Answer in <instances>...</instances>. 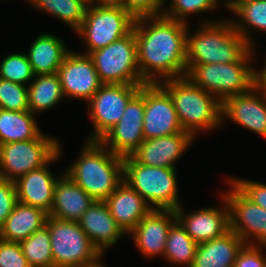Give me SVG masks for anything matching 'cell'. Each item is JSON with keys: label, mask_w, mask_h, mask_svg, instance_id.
Instances as JSON below:
<instances>
[{"label": "cell", "mask_w": 266, "mask_h": 267, "mask_svg": "<svg viewBox=\"0 0 266 267\" xmlns=\"http://www.w3.org/2000/svg\"><path fill=\"white\" fill-rule=\"evenodd\" d=\"M188 26L189 23L163 15L135 20L133 30L136 38L137 64L145 83H160L187 75Z\"/></svg>", "instance_id": "obj_1"}, {"label": "cell", "mask_w": 266, "mask_h": 267, "mask_svg": "<svg viewBox=\"0 0 266 267\" xmlns=\"http://www.w3.org/2000/svg\"><path fill=\"white\" fill-rule=\"evenodd\" d=\"M195 33L187 31V73L195 65L242 61L253 49L234 28L231 19L207 20Z\"/></svg>", "instance_id": "obj_2"}, {"label": "cell", "mask_w": 266, "mask_h": 267, "mask_svg": "<svg viewBox=\"0 0 266 267\" xmlns=\"http://www.w3.org/2000/svg\"><path fill=\"white\" fill-rule=\"evenodd\" d=\"M65 173L95 201H105L124 181L123 158L100 141L87 140Z\"/></svg>", "instance_id": "obj_3"}, {"label": "cell", "mask_w": 266, "mask_h": 267, "mask_svg": "<svg viewBox=\"0 0 266 267\" xmlns=\"http://www.w3.org/2000/svg\"><path fill=\"white\" fill-rule=\"evenodd\" d=\"M171 96L183 129L194 138L198 131H212L222 125V103L196 86L187 76L159 83Z\"/></svg>", "instance_id": "obj_4"}, {"label": "cell", "mask_w": 266, "mask_h": 267, "mask_svg": "<svg viewBox=\"0 0 266 267\" xmlns=\"http://www.w3.org/2000/svg\"><path fill=\"white\" fill-rule=\"evenodd\" d=\"M254 51L239 62L195 65L186 76L222 103L226 98L247 93L256 86V68L251 65Z\"/></svg>", "instance_id": "obj_5"}, {"label": "cell", "mask_w": 266, "mask_h": 267, "mask_svg": "<svg viewBox=\"0 0 266 267\" xmlns=\"http://www.w3.org/2000/svg\"><path fill=\"white\" fill-rule=\"evenodd\" d=\"M123 180L153 209L176 210L181 205L176 168L143 165L127 156L123 158Z\"/></svg>", "instance_id": "obj_6"}, {"label": "cell", "mask_w": 266, "mask_h": 267, "mask_svg": "<svg viewBox=\"0 0 266 267\" xmlns=\"http://www.w3.org/2000/svg\"><path fill=\"white\" fill-rule=\"evenodd\" d=\"M45 224L50 233L55 267H89L101 260L102 255L78 222L48 216Z\"/></svg>", "instance_id": "obj_7"}, {"label": "cell", "mask_w": 266, "mask_h": 267, "mask_svg": "<svg viewBox=\"0 0 266 267\" xmlns=\"http://www.w3.org/2000/svg\"><path fill=\"white\" fill-rule=\"evenodd\" d=\"M135 18L122 6L88 5L81 27L76 31L87 45V52L106 47L133 31Z\"/></svg>", "instance_id": "obj_8"}, {"label": "cell", "mask_w": 266, "mask_h": 267, "mask_svg": "<svg viewBox=\"0 0 266 267\" xmlns=\"http://www.w3.org/2000/svg\"><path fill=\"white\" fill-rule=\"evenodd\" d=\"M59 152V140L42 132L26 141L0 145V178L16 181L32 170L42 168Z\"/></svg>", "instance_id": "obj_9"}, {"label": "cell", "mask_w": 266, "mask_h": 267, "mask_svg": "<svg viewBox=\"0 0 266 267\" xmlns=\"http://www.w3.org/2000/svg\"><path fill=\"white\" fill-rule=\"evenodd\" d=\"M103 84H146L137 64L134 30L89 54Z\"/></svg>", "instance_id": "obj_10"}, {"label": "cell", "mask_w": 266, "mask_h": 267, "mask_svg": "<svg viewBox=\"0 0 266 267\" xmlns=\"http://www.w3.org/2000/svg\"><path fill=\"white\" fill-rule=\"evenodd\" d=\"M144 84H102L87 102L94 125L90 141H99L122 118L128 102Z\"/></svg>", "instance_id": "obj_11"}, {"label": "cell", "mask_w": 266, "mask_h": 267, "mask_svg": "<svg viewBox=\"0 0 266 267\" xmlns=\"http://www.w3.org/2000/svg\"><path fill=\"white\" fill-rule=\"evenodd\" d=\"M227 180L231 190L222 195L229 208V229L246 244L266 246V209L249 200Z\"/></svg>", "instance_id": "obj_12"}, {"label": "cell", "mask_w": 266, "mask_h": 267, "mask_svg": "<svg viewBox=\"0 0 266 267\" xmlns=\"http://www.w3.org/2000/svg\"><path fill=\"white\" fill-rule=\"evenodd\" d=\"M144 85L128 102L120 121L99 141L113 154L125 158L131 156L144 141Z\"/></svg>", "instance_id": "obj_13"}, {"label": "cell", "mask_w": 266, "mask_h": 267, "mask_svg": "<svg viewBox=\"0 0 266 267\" xmlns=\"http://www.w3.org/2000/svg\"><path fill=\"white\" fill-rule=\"evenodd\" d=\"M144 140L183 132L173 100L159 83L144 84Z\"/></svg>", "instance_id": "obj_14"}, {"label": "cell", "mask_w": 266, "mask_h": 267, "mask_svg": "<svg viewBox=\"0 0 266 267\" xmlns=\"http://www.w3.org/2000/svg\"><path fill=\"white\" fill-rule=\"evenodd\" d=\"M64 97L88 102L102 86L92 58L73 52L66 55L57 70Z\"/></svg>", "instance_id": "obj_15"}, {"label": "cell", "mask_w": 266, "mask_h": 267, "mask_svg": "<svg viewBox=\"0 0 266 267\" xmlns=\"http://www.w3.org/2000/svg\"><path fill=\"white\" fill-rule=\"evenodd\" d=\"M221 118L222 124L227 118L266 139V94L255 86L247 93L226 98Z\"/></svg>", "instance_id": "obj_16"}, {"label": "cell", "mask_w": 266, "mask_h": 267, "mask_svg": "<svg viewBox=\"0 0 266 267\" xmlns=\"http://www.w3.org/2000/svg\"><path fill=\"white\" fill-rule=\"evenodd\" d=\"M223 206L209 207L185 214L182 205L175 211L176 220L197 243L210 241L222 236L229 230V208L222 195Z\"/></svg>", "instance_id": "obj_17"}, {"label": "cell", "mask_w": 266, "mask_h": 267, "mask_svg": "<svg viewBox=\"0 0 266 267\" xmlns=\"http://www.w3.org/2000/svg\"><path fill=\"white\" fill-rule=\"evenodd\" d=\"M194 140L186 131L144 140L131 156L143 165L176 168L175 163Z\"/></svg>", "instance_id": "obj_18"}, {"label": "cell", "mask_w": 266, "mask_h": 267, "mask_svg": "<svg viewBox=\"0 0 266 267\" xmlns=\"http://www.w3.org/2000/svg\"><path fill=\"white\" fill-rule=\"evenodd\" d=\"M60 148L59 143V152L42 168L32 170L15 181L18 202L42 209L49 214L52 208L55 185L61 174L56 178L49 171L48 166L60 159L62 155Z\"/></svg>", "instance_id": "obj_19"}, {"label": "cell", "mask_w": 266, "mask_h": 267, "mask_svg": "<svg viewBox=\"0 0 266 267\" xmlns=\"http://www.w3.org/2000/svg\"><path fill=\"white\" fill-rule=\"evenodd\" d=\"M176 221L174 210L153 209L129 233L142 255L149 257L163 256L169 228Z\"/></svg>", "instance_id": "obj_20"}, {"label": "cell", "mask_w": 266, "mask_h": 267, "mask_svg": "<svg viewBox=\"0 0 266 267\" xmlns=\"http://www.w3.org/2000/svg\"><path fill=\"white\" fill-rule=\"evenodd\" d=\"M78 224L102 256L105 249L115 245L126 234L115 222L105 201H94Z\"/></svg>", "instance_id": "obj_21"}, {"label": "cell", "mask_w": 266, "mask_h": 267, "mask_svg": "<svg viewBox=\"0 0 266 267\" xmlns=\"http://www.w3.org/2000/svg\"><path fill=\"white\" fill-rule=\"evenodd\" d=\"M105 202L115 222L126 234L153 210L146 200L124 181Z\"/></svg>", "instance_id": "obj_22"}, {"label": "cell", "mask_w": 266, "mask_h": 267, "mask_svg": "<svg viewBox=\"0 0 266 267\" xmlns=\"http://www.w3.org/2000/svg\"><path fill=\"white\" fill-rule=\"evenodd\" d=\"M95 200L66 173L57 180L48 216L78 222Z\"/></svg>", "instance_id": "obj_23"}, {"label": "cell", "mask_w": 266, "mask_h": 267, "mask_svg": "<svg viewBox=\"0 0 266 267\" xmlns=\"http://www.w3.org/2000/svg\"><path fill=\"white\" fill-rule=\"evenodd\" d=\"M245 244L229 229L220 237L198 244L191 267H233Z\"/></svg>", "instance_id": "obj_24"}, {"label": "cell", "mask_w": 266, "mask_h": 267, "mask_svg": "<svg viewBox=\"0 0 266 267\" xmlns=\"http://www.w3.org/2000/svg\"><path fill=\"white\" fill-rule=\"evenodd\" d=\"M70 51L62 39L43 33L37 36L26 55L36 76L57 73Z\"/></svg>", "instance_id": "obj_25"}, {"label": "cell", "mask_w": 266, "mask_h": 267, "mask_svg": "<svg viewBox=\"0 0 266 267\" xmlns=\"http://www.w3.org/2000/svg\"><path fill=\"white\" fill-rule=\"evenodd\" d=\"M47 217L42 209L17 202L0 228V239L20 243L45 225Z\"/></svg>", "instance_id": "obj_26"}, {"label": "cell", "mask_w": 266, "mask_h": 267, "mask_svg": "<svg viewBox=\"0 0 266 267\" xmlns=\"http://www.w3.org/2000/svg\"><path fill=\"white\" fill-rule=\"evenodd\" d=\"M30 111H9L0 108V145L35 139L41 130Z\"/></svg>", "instance_id": "obj_27"}, {"label": "cell", "mask_w": 266, "mask_h": 267, "mask_svg": "<svg viewBox=\"0 0 266 267\" xmlns=\"http://www.w3.org/2000/svg\"><path fill=\"white\" fill-rule=\"evenodd\" d=\"M27 87L28 107L34 115L52 109L64 97L57 73L36 75Z\"/></svg>", "instance_id": "obj_28"}, {"label": "cell", "mask_w": 266, "mask_h": 267, "mask_svg": "<svg viewBox=\"0 0 266 267\" xmlns=\"http://www.w3.org/2000/svg\"><path fill=\"white\" fill-rule=\"evenodd\" d=\"M198 244L176 220L169 228L164 258L173 265L191 267Z\"/></svg>", "instance_id": "obj_29"}, {"label": "cell", "mask_w": 266, "mask_h": 267, "mask_svg": "<svg viewBox=\"0 0 266 267\" xmlns=\"http://www.w3.org/2000/svg\"><path fill=\"white\" fill-rule=\"evenodd\" d=\"M27 3L62 20L75 33L82 25L88 7L86 0H27Z\"/></svg>", "instance_id": "obj_30"}, {"label": "cell", "mask_w": 266, "mask_h": 267, "mask_svg": "<svg viewBox=\"0 0 266 267\" xmlns=\"http://www.w3.org/2000/svg\"><path fill=\"white\" fill-rule=\"evenodd\" d=\"M240 20H232L236 31L254 48L251 29L266 33V0H252L240 4L233 11ZM250 31V32H249Z\"/></svg>", "instance_id": "obj_31"}, {"label": "cell", "mask_w": 266, "mask_h": 267, "mask_svg": "<svg viewBox=\"0 0 266 267\" xmlns=\"http://www.w3.org/2000/svg\"><path fill=\"white\" fill-rule=\"evenodd\" d=\"M20 245L30 267H55L50 244V233L46 224L21 241Z\"/></svg>", "instance_id": "obj_32"}, {"label": "cell", "mask_w": 266, "mask_h": 267, "mask_svg": "<svg viewBox=\"0 0 266 267\" xmlns=\"http://www.w3.org/2000/svg\"><path fill=\"white\" fill-rule=\"evenodd\" d=\"M35 74L24 53H13L0 62V78L14 83L27 85L34 79Z\"/></svg>", "instance_id": "obj_33"}, {"label": "cell", "mask_w": 266, "mask_h": 267, "mask_svg": "<svg viewBox=\"0 0 266 267\" xmlns=\"http://www.w3.org/2000/svg\"><path fill=\"white\" fill-rule=\"evenodd\" d=\"M166 1V0H165ZM220 0H169V6L163 7L162 15L188 23L187 16L191 14L203 13L207 11H213L218 7Z\"/></svg>", "instance_id": "obj_34"}, {"label": "cell", "mask_w": 266, "mask_h": 267, "mask_svg": "<svg viewBox=\"0 0 266 267\" xmlns=\"http://www.w3.org/2000/svg\"><path fill=\"white\" fill-rule=\"evenodd\" d=\"M0 108L9 111H29L28 87L0 78Z\"/></svg>", "instance_id": "obj_35"}, {"label": "cell", "mask_w": 266, "mask_h": 267, "mask_svg": "<svg viewBox=\"0 0 266 267\" xmlns=\"http://www.w3.org/2000/svg\"><path fill=\"white\" fill-rule=\"evenodd\" d=\"M165 0H123L121 6L135 19L160 16Z\"/></svg>", "instance_id": "obj_36"}, {"label": "cell", "mask_w": 266, "mask_h": 267, "mask_svg": "<svg viewBox=\"0 0 266 267\" xmlns=\"http://www.w3.org/2000/svg\"><path fill=\"white\" fill-rule=\"evenodd\" d=\"M0 267H30L19 242L0 239Z\"/></svg>", "instance_id": "obj_37"}, {"label": "cell", "mask_w": 266, "mask_h": 267, "mask_svg": "<svg viewBox=\"0 0 266 267\" xmlns=\"http://www.w3.org/2000/svg\"><path fill=\"white\" fill-rule=\"evenodd\" d=\"M249 200L266 209V184L245 179H229Z\"/></svg>", "instance_id": "obj_38"}, {"label": "cell", "mask_w": 266, "mask_h": 267, "mask_svg": "<svg viewBox=\"0 0 266 267\" xmlns=\"http://www.w3.org/2000/svg\"><path fill=\"white\" fill-rule=\"evenodd\" d=\"M17 202L15 182L0 178V228L13 211Z\"/></svg>", "instance_id": "obj_39"}, {"label": "cell", "mask_w": 266, "mask_h": 267, "mask_svg": "<svg viewBox=\"0 0 266 267\" xmlns=\"http://www.w3.org/2000/svg\"><path fill=\"white\" fill-rule=\"evenodd\" d=\"M266 246L245 244L238 253L233 267H266Z\"/></svg>", "instance_id": "obj_40"}, {"label": "cell", "mask_w": 266, "mask_h": 267, "mask_svg": "<svg viewBox=\"0 0 266 267\" xmlns=\"http://www.w3.org/2000/svg\"><path fill=\"white\" fill-rule=\"evenodd\" d=\"M262 69H256V86L266 94V62Z\"/></svg>", "instance_id": "obj_41"}, {"label": "cell", "mask_w": 266, "mask_h": 267, "mask_svg": "<svg viewBox=\"0 0 266 267\" xmlns=\"http://www.w3.org/2000/svg\"><path fill=\"white\" fill-rule=\"evenodd\" d=\"M123 0H88V5L107 6L118 5L121 6Z\"/></svg>", "instance_id": "obj_42"}, {"label": "cell", "mask_w": 266, "mask_h": 267, "mask_svg": "<svg viewBox=\"0 0 266 267\" xmlns=\"http://www.w3.org/2000/svg\"><path fill=\"white\" fill-rule=\"evenodd\" d=\"M252 1V0H224V6L229 9V11H233L237 6L243 4L245 2Z\"/></svg>", "instance_id": "obj_43"}, {"label": "cell", "mask_w": 266, "mask_h": 267, "mask_svg": "<svg viewBox=\"0 0 266 267\" xmlns=\"http://www.w3.org/2000/svg\"><path fill=\"white\" fill-rule=\"evenodd\" d=\"M89 267H106V266L104 264H102V262L100 261L97 264L89 266Z\"/></svg>", "instance_id": "obj_44"}]
</instances>
